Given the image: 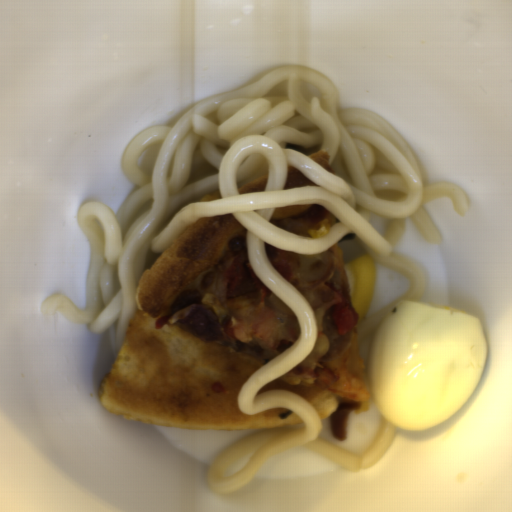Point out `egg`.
I'll list each match as a JSON object with an SVG mask.
<instances>
[{
  "mask_svg": "<svg viewBox=\"0 0 512 512\" xmlns=\"http://www.w3.org/2000/svg\"><path fill=\"white\" fill-rule=\"evenodd\" d=\"M487 352L479 317L436 303L397 301L374 330L367 355L381 418L408 431L438 426L478 387Z\"/></svg>",
  "mask_w": 512,
  "mask_h": 512,
  "instance_id": "d2b9013d",
  "label": "egg"
}]
</instances>
